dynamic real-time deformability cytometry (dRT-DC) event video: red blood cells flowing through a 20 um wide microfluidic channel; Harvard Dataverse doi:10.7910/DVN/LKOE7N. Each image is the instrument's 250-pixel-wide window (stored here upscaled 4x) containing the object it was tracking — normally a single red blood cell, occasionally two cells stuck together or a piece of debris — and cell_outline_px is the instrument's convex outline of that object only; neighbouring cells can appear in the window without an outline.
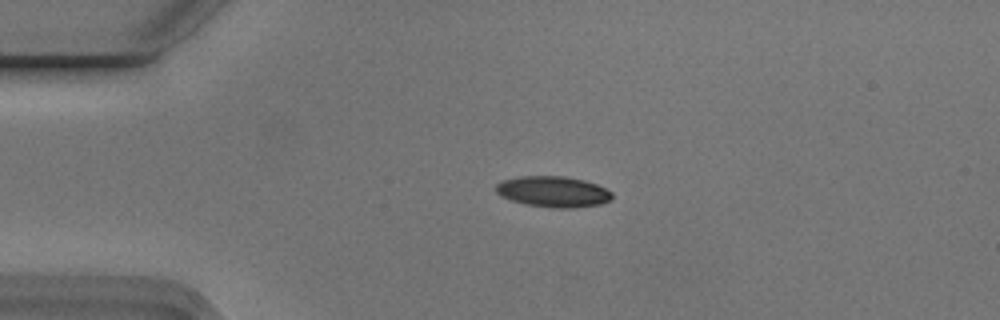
{"species": "Egyptian fruit bat (a non-hibernating species)", "species_latin": "Rousettus aegyptiacus", "temperature_condition": "cold", "stored_images_in_passage": 6, "segment_of_instrument_passage": [1, 2], "camera_frame_rate_fps": 3000, "um_per_image_px": 0.085, "animal": {"sex": "male"}, "frame": {"image": 1, "passage_image": 4, "time_ms": 1.0, "image_size_px": [1000, 320], "cell_outline_px": [[612, 196], [608, 200], [600, 204], [572, 208], [552, 208], [524, 204], [500, 196], [496, 192], [496, 184], [500, 180], [520, 176], [564, 176], [584, 180], [596, 184], [612, 192]], "centroid_in_image_um": [46.97, 16.29], "position_along_channel_um": 38.0, "area_um2": 20.92}}